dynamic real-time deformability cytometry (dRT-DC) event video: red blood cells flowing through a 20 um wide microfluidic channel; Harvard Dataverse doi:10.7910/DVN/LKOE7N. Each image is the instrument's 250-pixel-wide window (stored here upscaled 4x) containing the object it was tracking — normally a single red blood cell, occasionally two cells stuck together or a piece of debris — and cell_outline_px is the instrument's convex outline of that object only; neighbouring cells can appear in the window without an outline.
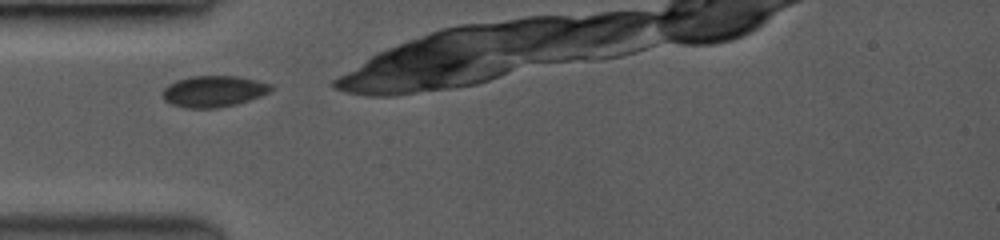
{"species": "common noctule bat (a hibernating species)", "species_latin": "Nyctalus noctula", "temperature_condition": "room temperature", "stored_images_in_passage": 36, "camera_frame_rate_fps": 3500, "um_per_image_px": 0.085, "animal": {"sex": "female", "body_mass_g": 19.0, "forearm_length_mm": 53.3}, "frame": {"image": 1, "passage_image": 1, "time_ms": 0.0, "image_size_px": [1000, 240], "cell_outline_px": [[272, 88], [268, 92], [248, 100], [236, 104], [216, 108], [188, 108], [172, 104], [164, 100], [164, 88], [168, 84], [176, 80], [192, 76], [236, 76], [272, 84]], "centroid_in_image_um": [18.13, 7.76], "position_along_channel_um": 66.9, "area_um2": 19.42}}
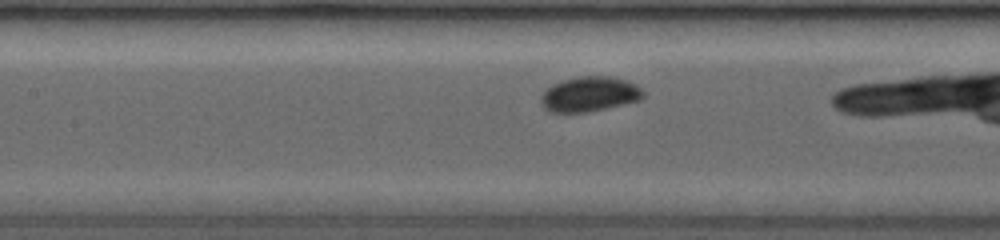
{"frame": {"image": 2, "passage_image": 12, "time_ms": 2.286, "image_size_px": [1000, 240], "cell_outline_px": [[644, 96], [640, 100], [604, 108], [584, 112], [552, 112], [540, 100], [544, 92], [552, 84], [564, 80], [580, 76], [608, 76], [624, 80], [636, 84], [644, 92]], "centroid_in_image_um": [50.14, 7.99], "position_along_channel_um": 157.3, "area_um2": 20.29}}
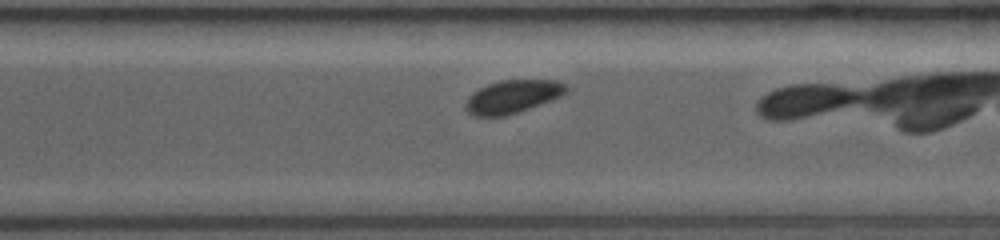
{"frame": {"image": 3, "passage_image": 29, "time_ms": 6.571, "image_size_px": [1000, 240], "cell_outline_px": [[568, 88], [560, 96], [552, 100], [504, 116], [472, 116], [464, 108], [464, 104], [468, 96], [480, 88], [488, 84], [504, 80], [556, 80], [564, 84]], "centroid_in_image_um": [43.52, 8.22], "position_along_channel_um": 327.1, "area_um2": 19.13}}